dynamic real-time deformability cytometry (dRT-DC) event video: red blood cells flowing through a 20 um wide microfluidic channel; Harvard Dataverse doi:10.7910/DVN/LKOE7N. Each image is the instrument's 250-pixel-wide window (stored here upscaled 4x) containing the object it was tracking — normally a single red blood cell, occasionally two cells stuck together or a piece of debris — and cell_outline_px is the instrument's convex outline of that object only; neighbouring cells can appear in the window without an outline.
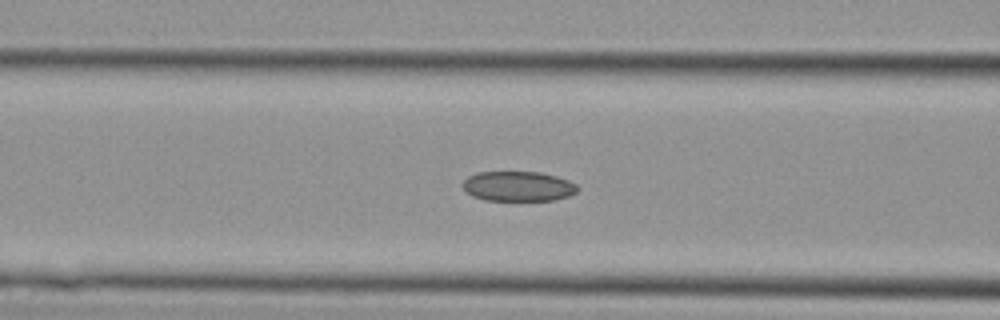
{"species": "Egyptian fruit bat (a non-hibernating species)", "species_latin": "Rousettus aegyptiacus", "temperature_condition": "cold", "stored_images_in_passage": 7, "camera_frame_rate_fps": 3000, "um_per_image_px": 0.085, "animal": {"sex": "female"}, "frame": {"image": 1, "passage_image": 6, "time_ms": 1.667, "image_size_px": [1000, 320], "cell_outline_px": [[580, 188], [576, 192], [568, 196], [552, 200], [484, 200], [472, 196], [460, 184], [468, 176], [476, 172], [540, 172], [556, 176], [568, 180], [576, 184]], "centroid_in_image_um": [44.03, 15.83], "position_along_channel_um": 122.6, "area_um2": 20.06}}